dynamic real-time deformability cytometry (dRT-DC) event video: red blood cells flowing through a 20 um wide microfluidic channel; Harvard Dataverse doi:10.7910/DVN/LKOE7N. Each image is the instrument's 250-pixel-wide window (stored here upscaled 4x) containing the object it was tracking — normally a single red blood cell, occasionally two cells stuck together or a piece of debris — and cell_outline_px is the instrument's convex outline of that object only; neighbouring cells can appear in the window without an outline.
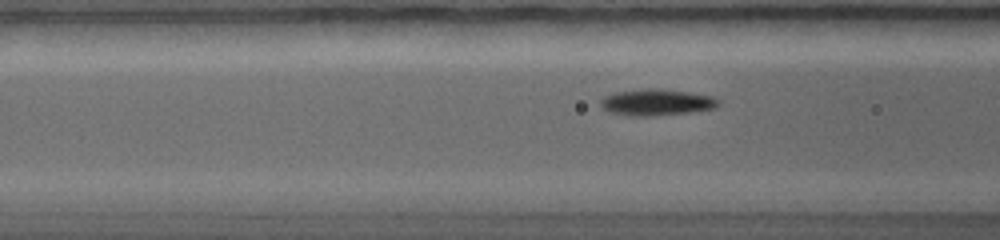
{"species": "common noctule bat (a hibernating species)", "species_latin": "Nyctalus noctula", "temperature_condition": "warm", "stored_images_in_passage": 46, "camera_frame_rate_fps": 5000, "um_per_image_px": 0.085, "animal": {"sex": "female", "body_mass_g": 19.0, "forearm_length_mm": 56.7}, "frame": {"image": 1, "passage_image": 16, "time_ms": 3.6, "image_size_px": [1000, 240], "cell_outline_px": [[720, 104], [716, 108], [688, 112], [652, 116], [632, 116], [612, 112], [604, 108], [600, 104], [600, 100], [604, 96], [612, 92], [648, 88], [656, 88], [688, 92], [712, 96], [720, 100]], "centroid_in_image_um": [55.81, 8.68], "position_along_channel_um": 110.8, "area_um2": 18.09}}
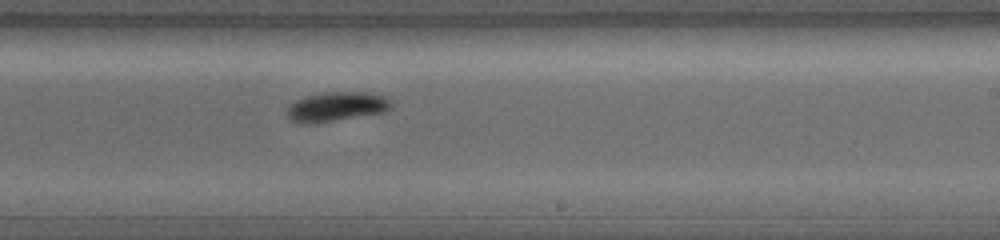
{"frame": {"image": 2, "passage_image": 26, "time_ms": 6.6, "image_size_px": [1000, 240], "cell_outline_px": [[392, 108], [384, 112], [316, 124], [300, 124], [292, 120], [288, 116], [288, 108], [296, 100], [308, 96], [328, 92], [368, 92], [384, 96], [392, 100]], "centroid_in_image_um": [28.65, 9.08], "position_along_channel_um": 260.3, "area_um2": 17.92}}
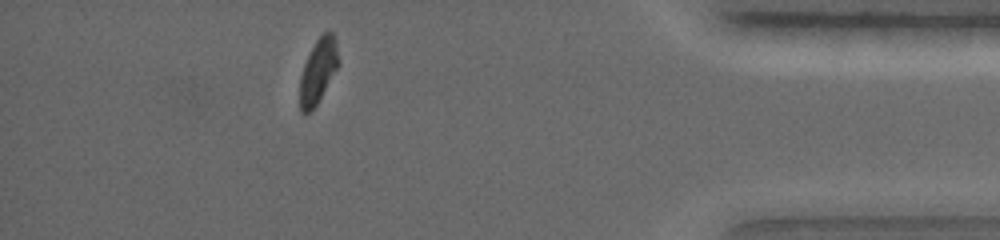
{"frame": {"image": 3, "passage_image": 42, "time_ms": 10.4, "image_size_px": [1000, 240], "cell_outline_px": [[340, 64], [316, 104], [308, 112], [300, 112], [300, 76], [304, 64], [316, 40], [324, 32], [332, 32], [336, 40], [340, 60]], "centroid_in_image_um": [27.06, 5.99], "position_along_channel_um": 408.1, "area_um2": 14.33}}